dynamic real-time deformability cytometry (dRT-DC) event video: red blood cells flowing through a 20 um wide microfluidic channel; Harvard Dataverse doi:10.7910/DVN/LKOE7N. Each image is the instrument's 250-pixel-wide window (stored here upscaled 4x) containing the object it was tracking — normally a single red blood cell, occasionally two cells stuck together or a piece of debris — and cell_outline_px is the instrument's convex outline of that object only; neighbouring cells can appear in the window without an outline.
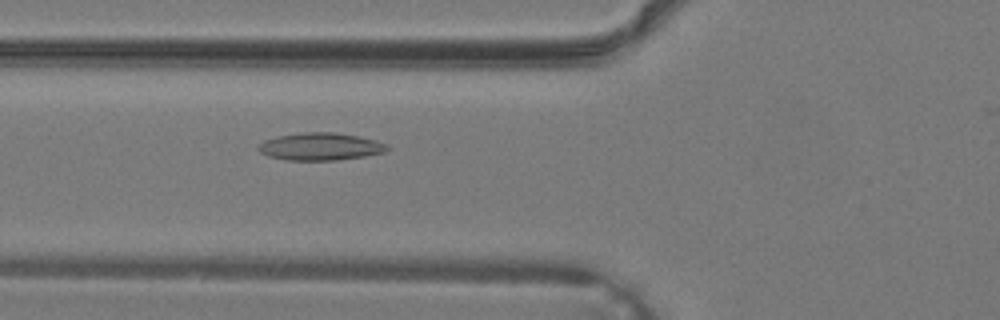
{"species": "common noctule bat (a hibernating species)", "species_latin": "Nyctalus noctula", "temperature_condition": "warm", "stored_images_in_passage": 27, "camera_frame_rate_fps": 3000, "um_per_image_px": 0.085, "animal": {"sex": "male", "body_mass_g": 19.2, "forearm_length_mm": 51.8}, "frame": {"image": 1, "passage_image": 6, "time_ms": 1.667, "image_size_px": [1000, 320], "cell_outline_px": [[388, 148], [384, 152], [364, 156], [336, 160], [284, 160], [268, 156], [260, 152], [256, 148], [264, 140], [276, 136], [300, 132], [336, 132], [360, 136], [376, 140], [388, 144]], "centroid_in_image_um": [27.21, 12.45], "position_along_channel_um": 98.6, "area_um2": 20.81}}
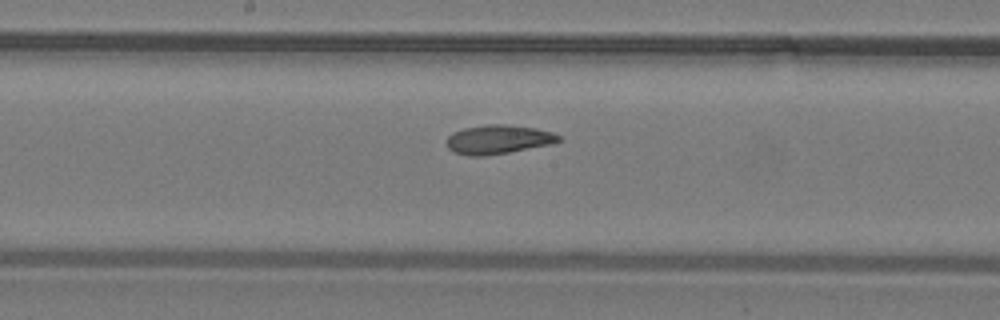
{"frame": {"image": 2, "passage_image": 12, "time_ms": 3.667, "image_size_px": [1000, 320], "cell_outline_px": [[564, 140], [552, 144], [508, 152], [484, 156], [468, 156], [452, 152], [448, 148], [448, 136], [452, 132], [464, 128], [484, 124], [508, 124], [536, 128], [552, 132], [560, 136]], "centroid_in_image_um": [42.36, 11.85], "position_along_channel_um": 205.8, "area_um2": 19.13}}
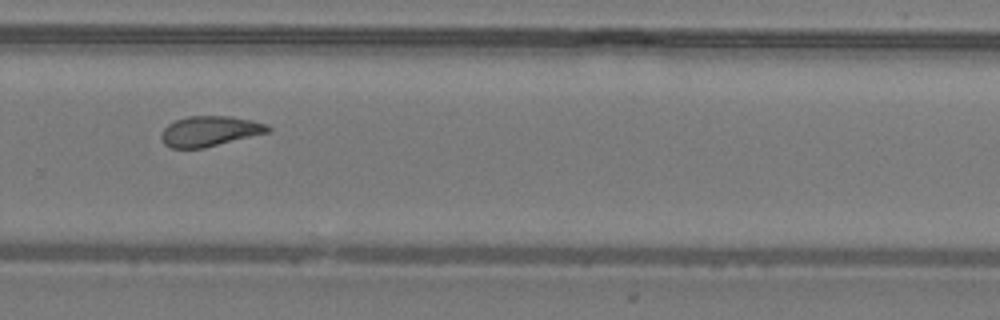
{"frame": {"image": 3, "passage_image": 18, "time_ms": 5.667, "image_size_px": [1000, 320], "cell_outline_px": [[272, 128], [268, 132], [204, 148], [172, 148], [164, 144], [160, 136], [164, 128], [168, 124], [176, 120], [188, 116], [228, 116], [252, 120], [268, 124]], "centroid_in_image_um": [17.82, 11.15], "position_along_channel_um": 312.0, "area_um2": 18.73}}